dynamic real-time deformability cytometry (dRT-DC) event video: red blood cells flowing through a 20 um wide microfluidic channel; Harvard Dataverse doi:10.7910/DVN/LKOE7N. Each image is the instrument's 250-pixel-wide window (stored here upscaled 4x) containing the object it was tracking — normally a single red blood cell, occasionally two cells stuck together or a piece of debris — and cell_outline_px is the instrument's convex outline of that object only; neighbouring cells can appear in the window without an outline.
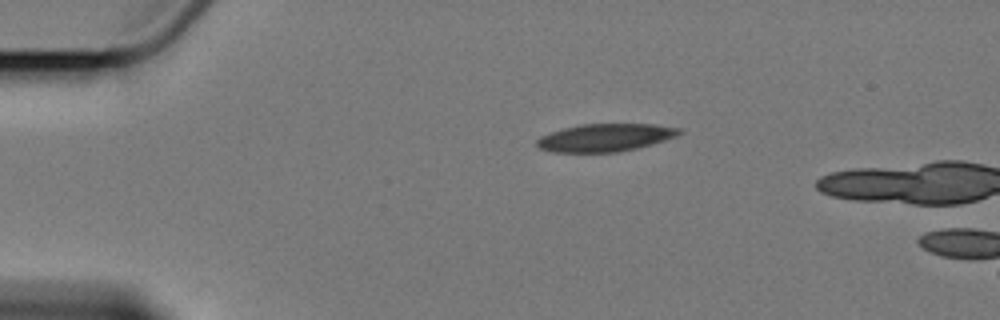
{"species": "Egyptian fruit bat (a non-hibernating species)", "species_latin": "Rousettus aegyptiacus", "temperature_condition": "cold", "stored_images_in_passage": 2, "camera_frame_rate_fps": 3000, "um_per_image_px": 0.085, "animal": {"sex": "female"}, "frame": {"image": 1, "passage_image": 1, "time_ms": 0.0, "image_size_px": [1000, 320], "cell_outline_px": [[684, 132], [676, 136], [652, 144], [636, 148], [616, 152], [552, 152], [540, 148], [536, 144], [536, 140], [540, 136], [564, 128], [580, 124], [652, 124], [680, 128]], "centroid_in_image_um": [51.44, 11.69], "position_along_channel_um": 33.6, "area_um2": 22.89}}